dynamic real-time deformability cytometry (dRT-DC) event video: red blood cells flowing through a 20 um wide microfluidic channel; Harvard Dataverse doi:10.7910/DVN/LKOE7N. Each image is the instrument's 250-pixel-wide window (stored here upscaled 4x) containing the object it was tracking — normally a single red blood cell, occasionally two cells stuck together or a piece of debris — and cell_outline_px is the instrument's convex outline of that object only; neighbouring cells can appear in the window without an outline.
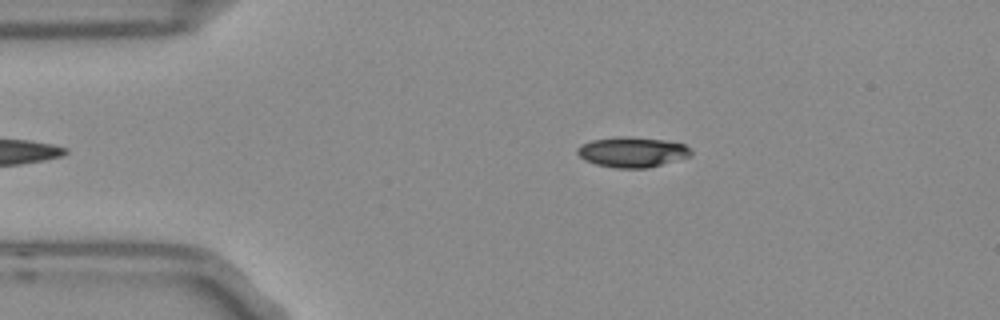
{"species": "Egyptian fruit bat (a non-hibernating species)", "species_latin": "Rousettus aegyptiacus", "temperature_condition": "room temperature", "stored_images_in_passage": 39, "camera_frame_rate_fps": 3000, "um_per_image_px": 0.085, "frame": {"image": 1, "passage_image": 2, "time_ms": 0.333, "image_size_px": [1000, 320], "cell_outline_px": [[692, 156], [648, 168], [616, 168], [596, 164], [584, 160], [576, 152], [576, 148], [580, 144], [592, 140], [616, 136], [632, 136], [664, 140], [684, 144], [692, 152]], "centroid_in_image_um": [53.72, 12.92], "position_along_channel_um": 31.3, "area_um2": 20.23}}
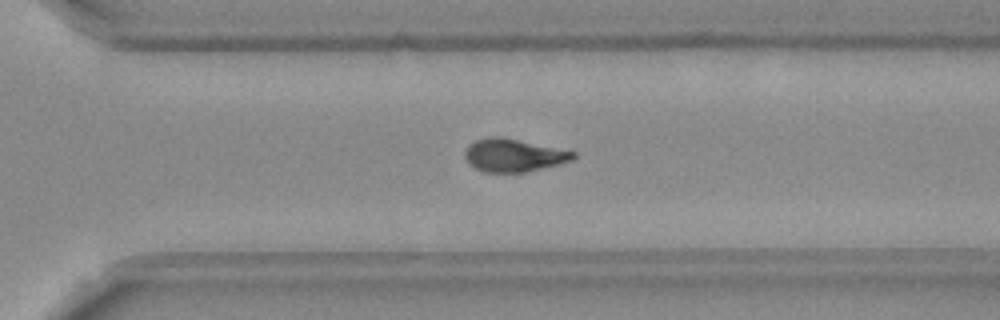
{"frame": {"image": 2, "passage_image": 29, "time_ms": 9.333, "image_size_px": [1000, 320], "cell_outline_px": [[576, 156], [572, 160], [560, 164], [524, 172], [484, 172], [468, 164], [464, 156], [464, 152], [468, 144], [476, 140], [488, 136], [504, 136], [576, 152]], "centroid_in_image_um": [43.63, 13.18], "position_along_channel_um": 327.0, "area_um2": 20.98}}
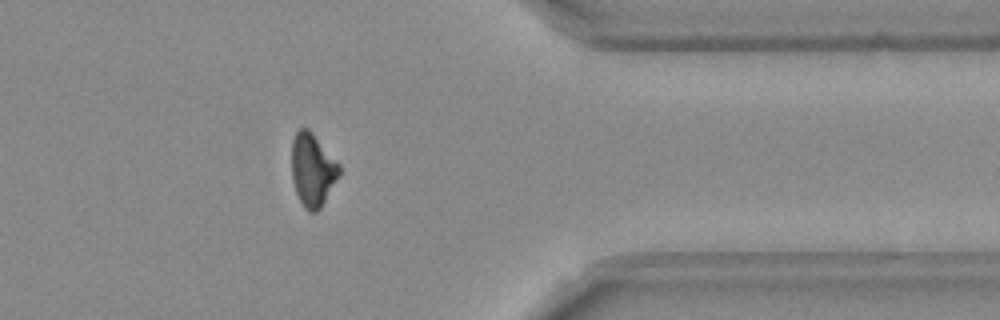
{"frame": {"image": 3, "passage_image": 35, "time_ms": 11.333, "image_size_px": [1000, 320], "cell_outline_px": [[340, 172], [320, 208], [316, 212], [308, 212], [304, 208], [296, 192], [292, 176], [292, 140], [296, 132], [300, 128], [308, 128], [340, 164]], "centroid_in_image_um": [26.55, 14.42], "position_along_channel_um": 384.8, "area_um2": 19.88}, "authors_computed_cell_mechanics": {"area_um2": 20.9236, "velocity_mm_per_s": 3.7514, "shape_relaxation_time_tau1_ms": 5.2901, "shape_relaxation_time_tau2_ms": 3.8206, "deformation_change_tau1": 0.144, "deformation_change_tau2": 0.0835}}